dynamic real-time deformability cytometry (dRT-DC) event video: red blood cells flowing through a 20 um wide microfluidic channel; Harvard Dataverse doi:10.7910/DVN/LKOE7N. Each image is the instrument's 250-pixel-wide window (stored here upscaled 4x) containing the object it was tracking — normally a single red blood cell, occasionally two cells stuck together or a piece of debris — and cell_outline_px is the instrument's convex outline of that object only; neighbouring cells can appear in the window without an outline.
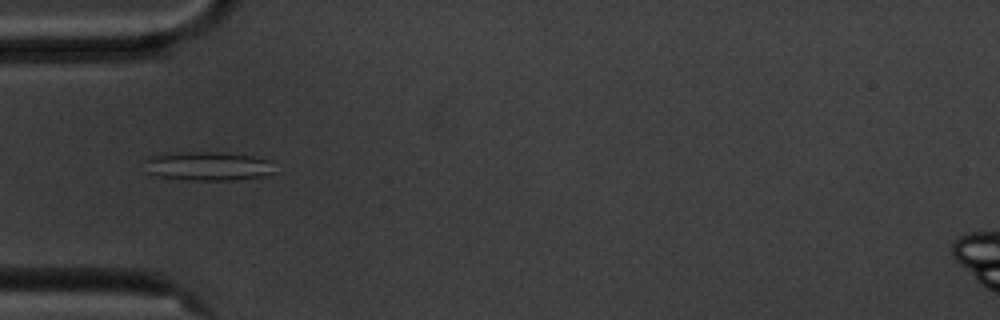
{"species": "common noctule bat (a hibernating species)", "species_latin": "Nyctalus noctula", "temperature_condition": "cold", "stored_images_in_passage": 36, "camera_frame_rate_fps": 3000, "um_per_image_px": 0.085, "animal": {"sex": "male", "body_mass_g": 20.1, "forearm_length_mm": 53.5}, "frame": {"image": 1, "passage_image": 4, "time_ms": 1.0, "image_size_px": [1000, 320], "cell_outline_px": [[276, 172], [264, 176], [232, 180], [192, 180], [160, 176], [144, 172], [144, 160], [148, 156], [160, 152], [224, 152], [252, 156], [272, 160]], "centroid_in_image_um": [17.64, 14.1], "position_along_channel_um": 67.4, "area_um2": 22.54}}
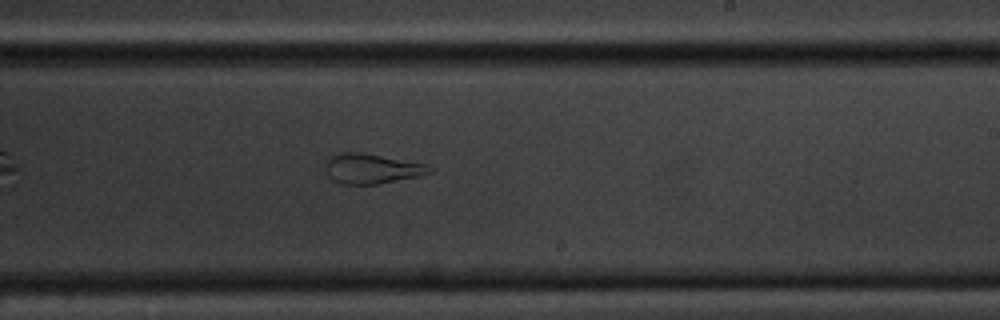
{"frame": {"image": 2, "passage_image": 20, "time_ms": 6.333, "image_size_px": [1000, 320], "cell_outline_px": [[436, 168], [432, 172], [420, 176], [376, 184], [340, 184], [332, 180], [328, 176], [328, 156], [336, 152], [360, 152], [424, 164]], "centroid_in_image_um": [31.6, 14.34], "position_along_channel_um": 257.4, "area_um2": 18.03}}
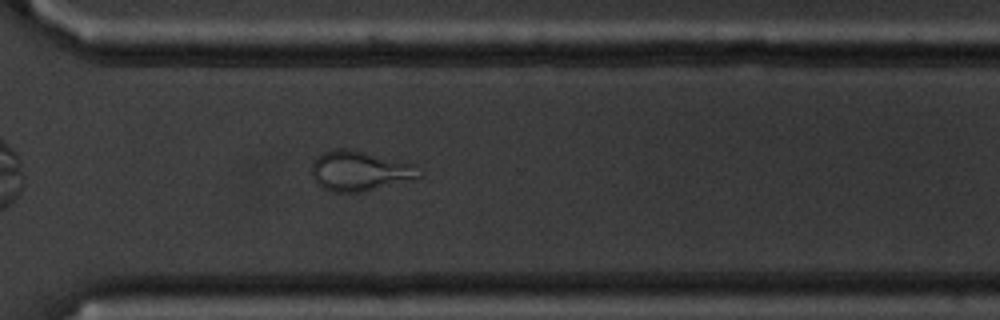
{"frame": {"image": 3, "passage_image": 27, "time_ms": 8.667, "image_size_px": [1000, 320], "cell_outline_px": [[424, 176], [360, 192], [332, 192], [316, 184], [312, 176], [312, 160], [316, 156], [324, 152], [336, 148], [348, 148], [416, 164], [424, 172]], "centroid_in_image_um": [30.58, 14.51], "position_along_channel_um": 340.0, "area_um2": 25.2}}